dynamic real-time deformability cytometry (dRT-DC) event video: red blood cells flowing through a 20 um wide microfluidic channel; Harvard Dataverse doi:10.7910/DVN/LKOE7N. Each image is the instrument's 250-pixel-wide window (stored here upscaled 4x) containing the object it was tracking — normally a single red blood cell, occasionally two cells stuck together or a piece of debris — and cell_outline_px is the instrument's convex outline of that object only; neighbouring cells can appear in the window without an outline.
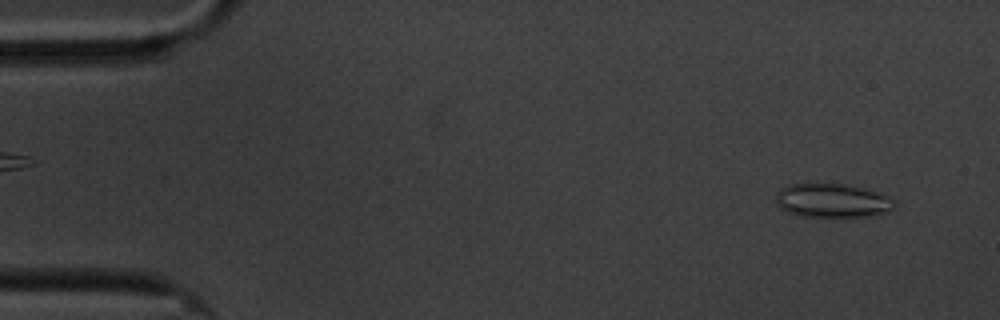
{"species": "common noctule bat (a hibernating species)", "species_latin": "Nyctalus noctula", "temperature_condition": "cold", "stored_images_in_passage": 5, "camera_frame_rate_fps": 3000, "um_per_image_px": 0.085, "animal": {"sex": "male", "body_mass_g": 20.1, "forearm_length_mm": 53.5}, "frame": {"image": 1, "passage_image": 1, "time_ms": 0.0, "image_size_px": [1000, 320], "cell_outline_px": [[896, 204], [892, 208], [884, 212], [872, 216], [800, 216], [788, 212], [780, 208], [776, 204], [776, 192], [780, 188], [788, 184], [816, 180], [844, 184], [864, 188], [896, 200]], "centroid_in_image_um": [70.65, 16.99], "position_along_channel_um": 14.3, "area_um2": 24.04}}
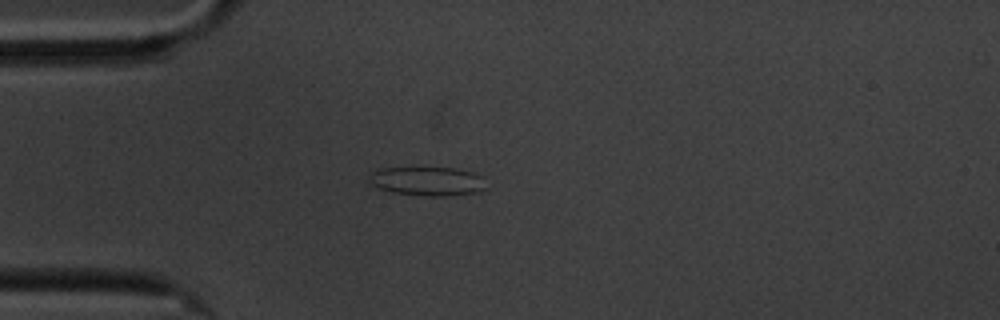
{"frame": {"image": 2, "passage_image": 4, "time_ms": 3.667, "image_size_px": [1000, 320], "cell_outline_px": [[488, 188], [480, 192], [448, 196], [424, 196], [392, 192], [380, 188], [372, 184], [368, 180], [368, 176], [372, 172], [380, 168], [452, 168], [472, 172], [480, 176]], "centroid_in_image_um": [36.34, 15.41], "position_along_channel_um": 48.7, "area_um2": 19.77}}